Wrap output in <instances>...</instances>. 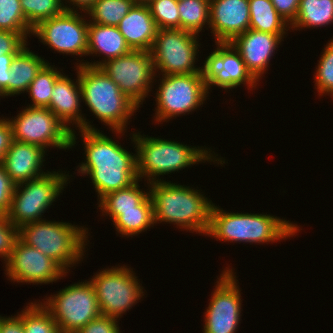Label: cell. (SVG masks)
I'll list each match as a JSON object with an SVG mask.
<instances>
[{
    "instance_id": "9c48e42d",
    "label": "cell",
    "mask_w": 333,
    "mask_h": 333,
    "mask_svg": "<svg viewBox=\"0 0 333 333\" xmlns=\"http://www.w3.org/2000/svg\"><path fill=\"white\" fill-rule=\"evenodd\" d=\"M199 37L188 30L158 29L150 50L155 75L205 73V63L195 65L202 45Z\"/></svg>"
},
{
    "instance_id": "7dc6e473",
    "label": "cell",
    "mask_w": 333,
    "mask_h": 333,
    "mask_svg": "<svg viewBox=\"0 0 333 333\" xmlns=\"http://www.w3.org/2000/svg\"><path fill=\"white\" fill-rule=\"evenodd\" d=\"M1 98H4V97H3L2 93L0 92V99H1Z\"/></svg>"
},
{
    "instance_id": "ffe728a7",
    "label": "cell",
    "mask_w": 333,
    "mask_h": 333,
    "mask_svg": "<svg viewBox=\"0 0 333 333\" xmlns=\"http://www.w3.org/2000/svg\"><path fill=\"white\" fill-rule=\"evenodd\" d=\"M249 27V0H210L209 28L215 43L231 42Z\"/></svg>"
},
{
    "instance_id": "5b68a950",
    "label": "cell",
    "mask_w": 333,
    "mask_h": 333,
    "mask_svg": "<svg viewBox=\"0 0 333 333\" xmlns=\"http://www.w3.org/2000/svg\"><path fill=\"white\" fill-rule=\"evenodd\" d=\"M82 101L112 134L121 139L128 125L139 110L119 86L99 67L78 65ZM130 120V121H129ZM128 124V125H127Z\"/></svg>"
},
{
    "instance_id": "d6986e66",
    "label": "cell",
    "mask_w": 333,
    "mask_h": 333,
    "mask_svg": "<svg viewBox=\"0 0 333 333\" xmlns=\"http://www.w3.org/2000/svg\"><path fill=\"white\" fill-rule=\"evenodd\" d=\"M74 70L77 73L76 79L72 80V77H68L64 72L57 78L52 90L50 104L46 108L51 110L72 131L74 124L76 130H100L86 119L85 113L82 114L80 103L83 101L78 66ZM71 126L73 127L71 128Z\"/></svg>"
},
{
    "instance_id": "f35d334b",
    "label": "cell",
    "mask_w": 333,
    "mask_h": 333,
    "mask_svg": "<svg viewBox=\"0 0 333 333\" xmlns=\"http://www.w3.org/2000/svg\"><path fill=\"white\" fill-rule=\"evenodd\" d=\"M118 323V319L101 314L76 333H121Z\"/></svg>"
},
{
    "instance_id": "4316f807",
    "label": "cell",
    "mask_w": 333,
    "mask_h": 333,
    "mask_svg": "<svg viewBox=\"0 0 333 333\" xmlns=\"http://www.w3.org/2000/svg\"><path fill=\"white\" fill-rule=\"evenodd\" d=\"M113 225L118 232L117 235L120 234L126 238L138 236L154 227L153 204L150 195L138 205V210L122 211Z\"/></svg>"
},
{
    "instance_id": "7bdbcfd3",
    "label": "cell",
    "mask_w": 333,
    "mask_h": 333,
    "mask_svg": "<svg viewBox=\"0 0 333 333\" xmlns=\"http://www.w3.org/2000/svg\"><path fill=\"white\" fill-rule=\"evenodd\" d=\"M13 141L12 126L9 118L0 117V163Z\"/></svg>"
},
{
    "instance_id": "836d02e7",
    "label": "cell",
    "mask_w": 333,
    "mask_h": 333,
    "mask_svg": "<svg viewBox=\"0 0 333 333\" xmlns=\"http://www.w3.org/2000/svg\"><path fill=\"white\" fill-rule=\"evenodd\" d=\"M20 4L27 23L32 28L65 11L62 0H20Z\"/></svg>"
},
{
    "instance_id": "1f68e13d",
    "label": "cell",
    "mask_w": 333,
    "mask_h": 333,
    "mask_svg": "<svg viewBox=\"0 0 333 333\" xmlns=\"http://www.w3.org/2000/svg\"><path fill=\"white\" fill-rule=\"evenodd\" d=\"M25 333H60L51 313L40 303L30 302L23 307Z\"/></svg>"
},
{
    "instance_id": "277c9868",
    "label": "cell",
    "mask_w": 333,
    "mask_h": 333,
    "mask_svg": "<svg viewBox=\"0 0 333 333\" xmlns=\"http://www.w3.org/2000/svg\"><path fill=\"white\" fill-rule=\"evenodd\" d=\"M300 227L267 213L228 212L214 203L206 236L221 242L262 245L290 239L302 230Z\"/></svg>"
},
{
    "instance_id": "74e56055",
    "label": "cell",
    "mask_w": 333,
    "mask_h": 333,
    "mask_svg": "<svg viewBox=\"0 0 333 333\" xmlns=\"http://www.w3.org/2000/svg\"><path fill=\"white\" fill-rule=\"evenodd\" d=\"M28 36V33L0 30V56L6 54H17L27 45Z\"/></svg>"
},
{
    "instance_id": "30bf717a",
    "label": "cell",
    "mask_w": 333,
    "mask_h": 333,
    "mask_svg": "<svg viewBox=\"0 0 333 333\" xmlns=\"http://www.w3.org/2000/svg\"><path fill=\"white\" fill-rule=\"evenodd\" d=\"M41 300L43 302L40 303L53 316L60 333H76L101 315L96 292L89 279L65 286L56 294Z\"/></svg>"
},
{
    "instance_id": "3957f363",
    "label": "cell",
    "mask_w": 333,
    "mask_h": 333,
    "mask_svg": "<svg viewBox=\"0 0 333 333\" xmlns=\"http://www.w3.org/2000/svg\"><path fill=\"white\" fill-rule=\"evenodd\" d=\"M154 224H174L182 231L207 235L213 202L202 190L171 181L147 183ZM209 198V199H208Z\"/></svg>"
},
{
    "instance_id": "f546056e",
    "label": "cell",
    "mask_w": 333,
    "mask_h": 333,
    "mask_svg": "<svg viewBox=\"0 0 333 333\" xmlns=\"http://www.w3.org/2000/svg\"><path fill=\"white\" fill-rule=\"evenodd\" d=\"M136 0H97L86 12L89 22L117 27Z\"/></svg>"
},
{
    "instance_id": "60d3db41",
    "label": "cell",
    "mask_w": 333,
    "mask_h": 333,
    "mask_svg": "<svg viewBox=\"0 0 333 333\" xmlns=\"http://www.w3.org/2000/svg\"><path fill=\"white\" fill-rule=\"evenodd\" d=\"M277 13L291 25L297 16L300 0H271Z\"/></svg>"
},
{
    "instance_id": "f1b7e54d",
    "label": "cell",
    "mask_w": 333,
    "mask_h": 333,
    "mask_svg": "<svg viewBox=\"0 0 333 333\" xmlns=\"http://www.w3.org/2000/svg\"><path fill=\"white\" fill-rule=\"evenodd\" d=\"M62 71V72H61ZM63 73V69L57 68L51 63H46L30 83L28 93L32 101L30 107H47L51 101V94L57 78Z\"/></svg>"
},
{
    "instance_id": "484cf974",
    "label": "cell",
    "mask_w": 333,
    "mask_h": 333,
    "mask_svg": "<svg viewBox=\"0 0 333 333\" xmlns=\"http://www.w3.org/2000/svg\"><path fill=\"white\" fill-rule=\"evenodd\" d=\"M333 24V0H300L299 10L290 29L302 30Z\"/></svg>"
},
{
    "instance_id": "d4e9b609",
    "label": "cell",
    "mask_w": 333,
    "mask_h": 333,
    "mask_svg": "<svg viewBox=\"0 0 333 333\" xmlns=\"http://www.w3.org/2000/svg\"><path fill=\"white\" fill-rule=\"evenodd\" d=\"M140 181L138 179L126 188L104 195L97 203L101 216H109L114 222L122 211L138 210V205L149 195V190L140 189Z\"/></svg>"
},
{
    "instance_id": "7c38bea8",
    "label": "cell",
    "mask_w": 333,
    "mask_h": 333,
    "mask_svg": "<svg viewBox=\"0 0 333 333\" xmlns=\"http://www.w3.org/2000/svg\"><path fill=\"white\" fill-rule=\"evenodd\" d=\"M9 121L13 140L35 144L44 150L49 147L71 149L72 130L46 107L26 106Z\"/></svg>"
},
{
    "instance_id": "ee69618b",
    "label": "cell",
    "mask_w": 333,
    "mask_h": 333,
    "mask_svg": "<svg viewBox=\"0 0 333 333\" xmlns=\"http://www.w3.org/2000/svg\"><path fill=\"white\" fill-rule=\"evenodd\" d=\"M15 55L6 54L0 56V92L4 98L8 96L9 71Z\"/></svg>"
},
{
    "instance_id": "d590c367",
    "label": "cell",
    "mask_w": 333,
    "mask_h": 333,
    "mask_svg": "<svg viewBox=\"0 0 333 333\" xmlns=\"http://www.w3.org/2000/svg\"><path fill=\"white\" fill-rule=\"evenodd\" d=\"M148 7L158 29H180L178 1L156 0Z\"/></svg>"
},
{
    "instance_id": "cb8c5ba5",
    "label": "cell",
    "mask_w": 333,
    "mask_h": 333,
    "mask_svg": "<svg viewBox=\"0 0 333 333\" xmlns=\"http://www.w3.org/2000/svg\"><path fill=\"white\" fill-rule=\"evenodd\" d=\"M27 46L28 44L12 60L8 80L9 97L26 93L37 73L48 63L45 58L32 52Z\"/></svg>"
},
{
    "instance_id": "83f0119b",
    "label": "cell",
    "mask_w": 333,
    "mask_h": 333,
    "mask_svg": "<svg viewBox=\"0 0 333 333\" xmlns=\"http://www.w3.org/2000/svg\"><path fill=\"white\" fill-rule=\"evenodd\" d=\"M250 27L270 34H288L290 25L274 8L271 0H249Z\"/></svg>"
},
{
    "instance_id": "44dd1931",
    "label": "cell",
    "mask_w": 333,
    "mask_h": 333,
    "mask_svg": "<svg viewBox=\"0 0 333 333\" xmlns=\"http://www.w3.org/2000/svg\"><path fill=\"white\" fill-rule=\"evenodd\" d=\"M46 153L47 151L38 145L13 140L1 164L17 185L47 173L42 168Z\"/></svg>"
},
{
    "instance_id": "b9f144b4",
    "label": "cell",
    "mask_w": 333,
    "mask_h": 333,
    "mask_svg": "<svg viewBox=\"0 0 333 333\" xmlns=\"http://www.w3.org/2000/svg\"><path fill=\"white\" fill-rule=\"evenodd\" d=\"M0 333H25L23 309L14 316H3L0 320Z\"/></svg>"
},
{
    "instance_id": "d6a6232c",
    "label": "cell",
    "mask_w": 333,
    "mask_h": 333,
    "mask_svg": "<svg viewBox=\"0 0 333 333\" xmlns=\"http://www.w3.org/2000/svg\"><path fill=\"white\" fill-rule=\"evenodd\" d=\"M322 50V55L315 67L314 89L317 90L319 97L328 95L332 96L333 100V36Z\"/></svg>"
},
{
    "instance_id": "bcb514c9",
    "label": "cell",
    "mask_w": 333,
    "mask_h": 333,
    "mask_svg": "<svg viewBox=\"0 0 333 333\" xmlns=\"http://www.w3.org/2000/svg\"><path fill=\"white\" fill-rule=\"evenodd\" d=\"M152 1H156V0H136L137 3L144 4V5H148Z\"/></svg>"
},
{
    "instance_id": "ba28073f",
    "label": "cell",
    "mask_w": 333,
    "mask_h": 333,
    "mask_svg": "<svg viewBox=\"0 0 333 333\" xmlns=\"http://www.w3.org/2000/svg\"><path fill=\"white\" fill-rule=\"evenodd\" d=\"M159 78L155 92L156 124L168 122L177 116L192 114L209 99L206 83V73L155 75Z\"/></svg>"
},
{
    "instance_id": "7402d4cb",
    "label": "cell",
    "mask_w": 333,
    "mask_h": 333,
    "mask_svg": "<svg viewBox=\"0 0 333 333\" xmlns=\"http://www.w3.org/2000/svg\"><path fill=\"white\" fill-rule=\"evenodd\" d=\"M132 49L127 44L124 36L115 26L101 25L89 22L88 25V47L86 56H102L101 61L86 62L84 59L75 63L78 65H88L99 67L103 62L123 56L131 52ZM104 58V59H103ZM83 61V62H82ZM85 61V62H84Z\"/></svg>"
},
{
    "instance_id": "8992f818",
    "label": "cell",
    "mask_w": 333,
    "mask_h": 333,
    "mask_svg": "<svg viewBox=\"0 0 333 333\" xmlns=\"http://www.w3.org/2000/svg\"><path fill=\"white\" fill-rule=\"evenodd\" d=\"M88 229L86 226L79 227L78 224L45 219L21 226L18 237L25 244L53 259L69 273L72 267L85 260L83 256L86 255L90 235Z\"/></svg>"
},
{
    "instance_id": "2e32d148",
    "label": "cell",
    "mask_w": 333,
    "mask_h": 333,
    "mask_svg": "<svg viewBox=\"0 0 333 333\" xmlns=\"http://www.w3.org/2000/svg\"><path fill=\"white\" fill-rule=\"evenodd\" d=\"M5 265V276L14 284H50L68 276L53 259L41 251L25 244L19 237Z\"/></svg>"
},
{
    "instance_id": "e575fe53",
    "label": "cell",
    "mask_w": 333,
    "mask_h": 333,
    "mask_svg": "<svg viewBox=\"0 0 333 333\" xmlns=\"http://www.w3.org/2000/svg\"><path fill=\"white\" fill-rule=\"evenodd\" d=\"M0 30L32 35L33 28L27 23L20 0H0Z\"/></svg>"
},
{
    "instance_id": "4fadbf2b",
    "label": "cell",
    "mask_w": 333,
    "mask_h": 333,
    "mask_svg": "<svg viewBox=\"0 0 333 333\" xmlns=\"http://www.w3.org/2000/svg\"><path fill=\"white\" fill-rule=\"evenodd\" d=\"M99 68L140 108L153 91L154 83L158 82L150 51L132 50L126 55L103 62Z\"/></svg>"
},
{
    "instance_id": "6da1fadb",
    "label": "cell",
    "mask_w": 333,
    "mask_h": 333,
    "mask_svg": "<svg viewBox=\"0 0 333 333\" xmlns=\"http://www.w3.org/2000/svg\"><path fill=\"white\" fill-rule=\"evenodd\" d=\"M102 132L79 129L78 133L81 134H76L74 129L71 134V149L77 143L76 136L82 137L85 160L79 163L76 170L81 177H90L98 201L104 195L126 188L138 180L136 154L130 153L118 140L114 141Z\"/></svg>"
},
{
    "instance_id": "f6af8a7d",
    "label": "cell",
    "mask_w": 333,
    "mask_h": 333,
    "mask_svg": "<svg viewBox=\"0 0 333 333\" xmlns=\"http://www.w3.org/2000/svg\"><path fill=\"white\" fill-rule=\"evenodd\" d=\"M96 1L97 0H62V3L65 11L79 12L80 10V12L86 13Z\"/></svg>"
},
{
    "instance_id": "8fae6325",
    "label": "cell",
    "mask_w": 333,
    "mask_h": 333,
    "mask_svg": "<svg viewBox=\"0 0 333 333\" xmlns=\"http://www.w3.org/2000/svg\"><path fill=\"white\" fill-rule=\"evenodd\" d=\"M127 265H116L103 268L94 273L89 281L92 283L98 305L102 315L113 317L120 321L123 314L127 313L143 298L146 290L133 268Z\"/></svg>"
},
{
    "instance_id": "ac0fdd59",
    "label": "cell",
    "mask_w": 333,
    "mask_h": 333,
    "mask_svg": "<svg viewBox=\"0 0 333 333\" xmlns=\"http://www.w3.org/2000/svg\"><path fill=\"white\" fill-rule=\"evenodd\" d=\"M285 36L287 37L286 34H270L248 29L230 43L239 52L247 70L259 82L261 78H265L263 76L269 69L271 57L277 53L275 51H278V45H281Z\"/></svg>"
},
{
    "instance_id": "5bb4252c",
    "label": "cell",
    "mask_w": 333,
    "mask_h": 333,
    "mask_svg": "<svg viewBox=\"0 0 333 333\" xmlns=\"http://www.w3.org/2000/svg\"><path fill=\"white\" fill-rule=\"evenodd\" d=\"M229 266L217 277L215 289L203 313V333H236L238 331L243 310L242 290L237 283L235 269Z\"/></svg>"
},
{
    "instance_id": "9a60e30c",
    "label": "cell",
    "mask_w": 333,
    "mask_h": 333,
    "mask_svg": "<svg viewBox=\"0 0 333 333\" xmlns=\"http://www.w3.org/2000/svg\"><path fill=\"white\" fill-rule=\"evenodd\" d=\"M84 14L64 11L39 22L30 36H36L41 43L60 54L86 57L89 21L86 13Z\"/></svg>"
},
{
    "instance_id": "7a4b0ae2",
    "label": "cell",
    "mask_w": 333,
    "mask_h": 333,
    "mask_svg": "<svg viewBox=\"0 0 333 333\" xmlns=\"http://www.w3.org/2000/svg\"><path fill=\"white\" fill-rule=\"evenodd\" d=\"M140 133L133 131L130 139L136 152L138 179L143 181L144 178V181L147 180L146 183L164 181L161 179L163 178L160 177L161 175H171V173L180 172L187 167L206 161L223 166L228 163L221 155L215 154L206 146H189L179 141L150 137Z\"/></svg>"
},
{
    "instance_id": "603a6c76",
    "label": "cell",
    "mask_w": 333,
    "mask_h": 333,
    "mask_svg": "<svg viewBox=\"0 0 333 333\" xmlns=\"http://www.w3.org/2000/svg\"><path fill=\"white\" fill-rule=\"evenodd\" d=\"M117 28L132 50L152 49L157 26L148 5L136 3L121 19Z\"/></svg>"
},
{
    "instance_id": "e0dca14e",
    "label": "cell",
    "mask_w": 333,
    "mask_h": 333,
    "mask_svg": "<svg viewBox=\"0 0 333 333\" xmlns=\"http://www.w3.org/2000/svg\"><path fill=\"white\" fill-rule=\"evenodd\" d=\"M215 45V49L204 61L208 94L211 86L227 91L243 84L248 90H255L259 82L247 70L242 57L232 44L216 42Z\"/></svg>"
},
{
    "instance_id": "ab89813d",
    "label": "cell",
    "mask_w": 333,
    "mask_h": 333,
    "mask_svg": "<svg viewBox=\"0 0 333 333\" xmlns=\"http://www.w3.org/2000/svg\"><path fill=\"white\" fill-rule=\"evenodd\" d=\"M16 184L11 180L0 163V214L7 215Z\"/></svg>"
},
{
    "instance_id": "8d00e7d4",
    "label": "cell",
    "mask_w": 333,
    "mask_h": 333,
    "mask_svg": "<svg viewBox=\"0 0 333 333\" xmlns=\"http://www.w3.org/2000/svg\"><path fill=\"white\" fill-rule=\"evenodd\" d=\"M18 239V228L13 225L7 215L0 214V258L6 263ZM3 260V261H2Z\"/></svg>"
},
{
    "instance_id": "4dcf8cb0",
    "label": "cell",
    "mask_w": 333,
    "mask_h": 333,
    "mask_svg": "<svg viewBox=\"0 0 333 333\" xmlns=\"http://www.w3.org/2000/svg\"><path fill=\"white\" fill-rule=\"evenodd\" d=\"M209 9L210 0L178 1L180 29L198 35L203 27L209 28Z\"/></svg>"
},
{
    "instance_id": "52a82bcc",
    "label": "cell",
    "mask_w": 333,
    "mask_h": 333,
    "mask_svg": "<svg viewBox=\"0 0 333 333\" xmlns=\"http://www.w3.org/2000/svg\"><path fill=\"white\" fill-rule=\"evenodd\" d=\"M71 177L73 175L69 176V171L47 170L41 177L17 184L7 214L8 220L18 229L27 223L44 220L43 213L56 202Z\"/></svg>"
}]
</instances>
